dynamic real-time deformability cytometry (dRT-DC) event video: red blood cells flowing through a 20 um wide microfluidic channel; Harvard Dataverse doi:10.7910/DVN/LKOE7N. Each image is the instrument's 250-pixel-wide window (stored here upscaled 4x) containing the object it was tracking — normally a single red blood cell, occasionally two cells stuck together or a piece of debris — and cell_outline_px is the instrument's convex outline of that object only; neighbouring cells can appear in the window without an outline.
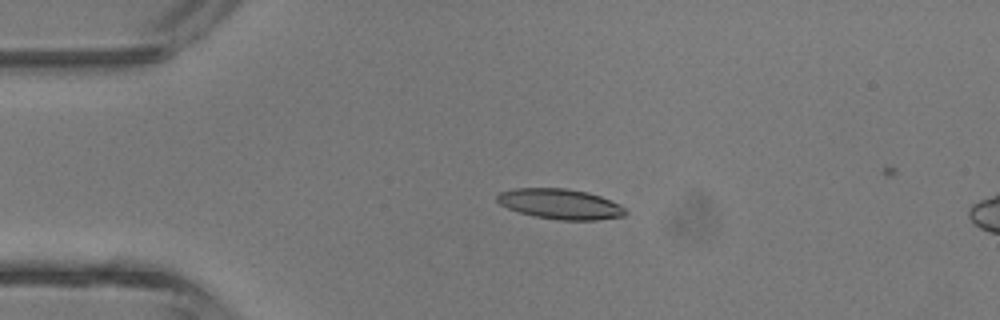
{"species": "common noctule bat (a hibernating species)", "species_latin": "Nyctalus noctula", "temperature_condition": "room temperature", "stored_images_in_passage": 4, "camera_frame_rate_fps": 3000, "um_per_image_px": 0.085, "animal": {"sex": "male", "body_mass_g": 13.3}, "frame": {"image": 1, "passage_image": 3, "time_ms": 2.333, "image_size_px": [1000, 320], "cell_outline_px": [[628, 212], [624, 216], [596, 220], [560, 220], [536, 216], [520, 212], [508, 208], [500, 204], [496, 200], [496, 196], [500, 192], [512, 188], [564, 188], [588, 192], [600, 196], [620, 204]], "centroid_in_image_um": [47.62, 17.33], "position_along_channel_um": 37.4, "area_um2": 22.6}}